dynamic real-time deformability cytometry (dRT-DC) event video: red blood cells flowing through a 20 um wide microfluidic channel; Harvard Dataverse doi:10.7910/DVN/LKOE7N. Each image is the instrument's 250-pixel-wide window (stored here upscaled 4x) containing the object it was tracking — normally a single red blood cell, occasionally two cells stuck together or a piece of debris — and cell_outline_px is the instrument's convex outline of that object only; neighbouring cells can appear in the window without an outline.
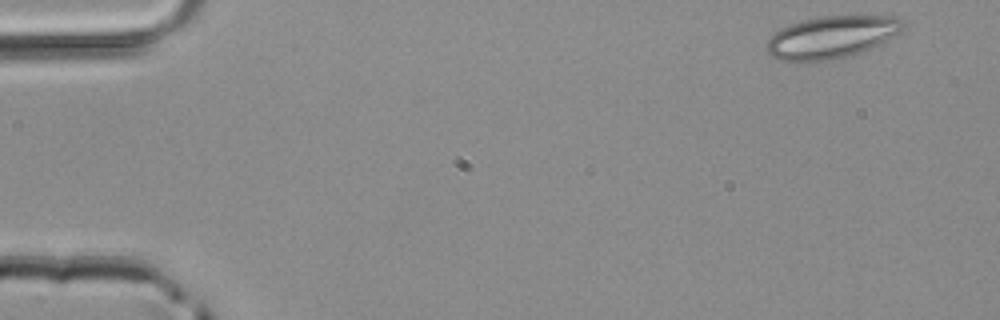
{"species": "common noctule bat (a hibernating species)", "species_latin": "Nyctalus noctula", "temperature_condition": "room temperature", "stored_images_in_passage": 46, "camera_frame_rate_fps": 3000, "um_per_image_px": 0.085, "animal": {"sex": "male", "body_mass_g": 20.4}, "frame": {"image": 1, "passage_image": 1, "time_ms": 0.0, "image_size_px": [1000, 320], "cell_outline_px": [[908, 24], [900, 32], [860, 52], [828, 60], [780, 60], [768, 56], [764, 52], [764, 44], [780, 28], [788, 24], [820, 16], [896, 16], [904, 20]], "centroid_in_image_um": [70.63, 3.13], "position_along_channel_um": 14.4, "area_um2": 33.35}}
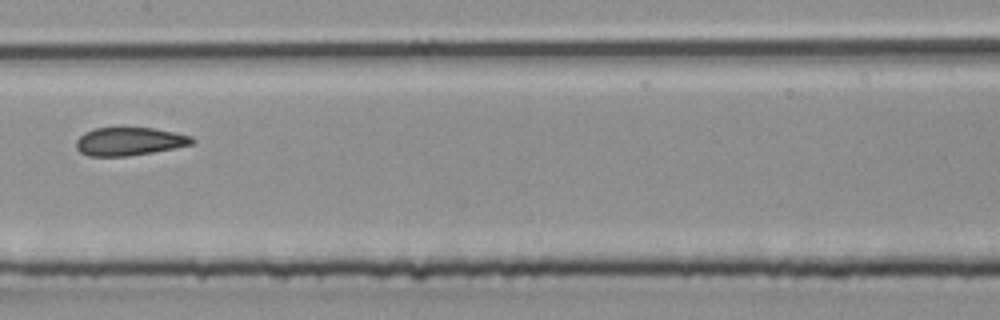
{"frame": {"image": 2, "passage_image": 22, "time_ms": 7.0, "image_size_px": [1000, 320], "cell_outline_px": [[196, 140], [192, 144], [176, 148], [128, 156], [88, 156], [80, 152], [76, 148], [76, 140], [84, 132], [96, 128], [156, 128], [176, 132], [192, 136]], "centroid_in_image_um": [11.02, 12.02], "position_along_channel_um": 196.4, "area_um2": 19.13}}
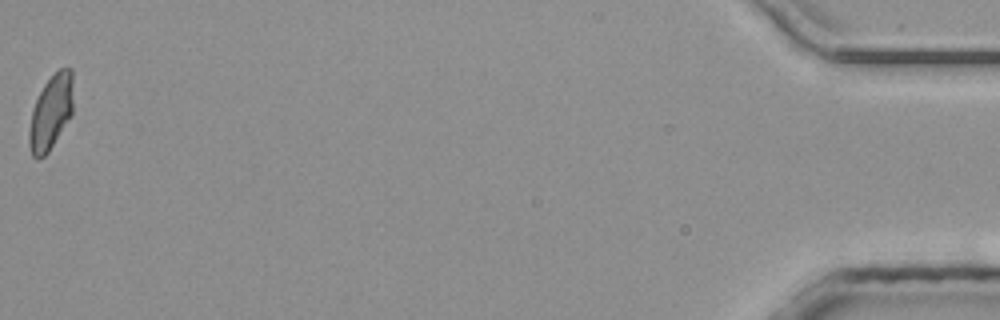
{"frame": {"image": 3, "passage_image": 45, "time_ms": 14.667, "image_size_px": [1000, 320], "cell_outline_px": [[72, 112], [68, 120], [48, 152], [44, 156], [36, 160], [32, 156], [28, 144], [28, 132], [32, 112], [36, 100], [44, 84], [60, 68], [72, 68]], "centroid_in_image_um": [4.3, 9.57], "position_along_channel_um": 430.9, "area_um2": 18.9}}